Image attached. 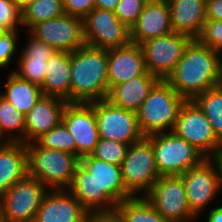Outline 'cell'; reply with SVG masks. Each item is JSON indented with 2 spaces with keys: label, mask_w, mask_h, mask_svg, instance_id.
<instances>
[{
  "label": "cell",
  "mask_w": 222,
  "mask_h": 222,
  "mask_svg": "<svg viewBox=\"0 0 222 222\" xmlns=\"http://www.w3.org/2000/svg\"><path fill=\"white\" fill-rule=\"evenodd\" d=\"M10 1L15 3L21 11L23 10V0H10Z\"/></svg>",
  "instance_id": "cell-43"
},
{
  "label": "cell",
  "mask_w": 222,
  "mask_h": 222,
  "mask_svg": "<svg viewBox=\"0 0 222 222\" xmlns=\"http://www.w3.org/2000/svg\"><path fill=\"white\" fill-rule=\"evenodd\" d=\"M214 159L216 160V162L219 166L221 185H222V147L220 148L218 153L215 155Z\"/></svg>",
  "instance_id": "cell-42"
},
{
  "label": "cell",
  "mask_w": 222,
  "mask_h": 222,
  "mask_svg": "<svg viewBox=\"0 0 222 222\" xmlns=\"http://www.w3.org/2000/svg\"><path fill=\"white\" fill-rule=\"evenodd\" d=\"M173 32L197 39L206 17V0H167Z\"/></svg>",
  "instance_id": "cell-21"
},
{
  "label": "cell",
  "mask_w": 222,
  "mask_h": 222,
  "mask_svg": "<svg viewBox=\"0 0 222 222\" xmlns=\"http://www.w3.org/2000/svg\"><path fill=\"white\" fill-rule=\"evenodd\" d=\"M67 101L56 96L43 95L25 115V144L35 142L57 126L62 119Z\"/></svg>",
  "instance_id": "cell-20"
},
{
  "label": "cell",
  "mask_w": 222,
  "mask_h": 222,
  "mask_svg": "<svg viewBox=\"0 0 222 222\" xmlns=\"http://www.w3.org/2000/svg\"><path fill=\"white\" fill-rule=\"evenodd\" d=\"M207 21L222 20V0H206Z\"/></svg>",
  "instance_id": "cell-39"
},
{
  "label": "cell",
  "mask_w": 222,
  "mask_h": 222,
  "mask_svg": "<svg viewBox=\"0 0 222 222\" xmlns=\"http://www.w3.org/2000/svg\"><path fill=\"white\" fill-rule=\"evenodd\" d=\"M3 32H4V30L2 28H0V36L2 35Z\"/></svg>",
  "instance_id": "cell-46"
},
{
  "label": "cell",
  "mask_w": 222,
  "mask_h": 222,
  "mask_svg": "<svg viewBox=\"0 0 222 222\" xmlns=\"http://www.w3.org/2000/svg\"><path fill=\"white\" fill-rule=\"evenodd\" d=\"M28 32L56 51L72 53L86 45L83 19L68 14L40 22Z\"/></svg>",
  "instance_id": "cell-15"
},
{
  "label": "cell",
  "mask_w": 222,
  "mask_h": 222,
  "mask_svg": "<svg viewBox=\"0 0 222 222\" xmlns=\"http://www.w3.org/2000/svg\"><path fill=\"white\" fill-rule=\"evenodd\" d=\"M95 8L103 10L115 11L119 0H94Z\"/></svg>",
  "instance_id": "cell-40"
},
{
  "label": "cell",
  "mask_w": 222,
  "mask_h": 222,
  "mask_svg": "<svg viewBox=\"0 0 222 222\" xmlns=\"http://www.w3.org/2000/svg\"><path fill=\"white\" fill-rule=\"evenodd\" d=\"M192 40L187 35L171 32L143 42L141 47L147 71L159 80L166 81Z\"/></svg>",
  "instance_id": "cell-13"
},
{
  "label": "cell",
  "mask_w": 222,
  "mask_h": 222,
  "mask_svg": "<svg viewBox=\"0 0 222 222\" xmlns=\"http://www.w3.org/2000/svg\"><path fill=\"white\" fill-rule=\"evenodd\" d=\"M146 138L152 143L159 176L182 175L205 159L173 131L155 133Z\"/></svg>",
  "instance_id": "cell-6"
},
{
  "label": "cell",
  "mask_w": 222,
  "mask_h": 222,
  "mask_svg": "<svg viewBox=\"0 0 222 222\" xmlns=\"http://www.w3.org/2000/svg\"><path fill=\"white\" fill-rule=\"evenodd\" d=\"M28 174L49 190L69 189L80 159L69 152L26 144Z\"/></svg>",
  "instance_id": "cell-4"
},
{
  "label": "cell",
  "mask_w": 222,
  "mask_h": 222,
  "mask_svg": "<svg viewBox=\"0 0 222 222\" xmlns=\"http://www.w3.org/2000/svg\"><path fill=\"white\" fill-rule=\"evenodd\" d=\"M95 111L100 139L134 144L142 140L137 112L127 110L102 99L89 103Z\"/></svg>",
  "instance_id": "cell-11"
},
{
  "label": "cell",
  "mask_w": 222,
  "mask_h": 222,
  "mask_svg": "<svg viewBox=\"0 0 222 222\" xmlns=\"http://www.w3.org/2000/svg\"><path fill=\"white\" fill-rule=\"evenodd\" d=\"M28 43L19 55L18 68L14 70L20 78L30 83L42 85L46 74V62L56 50L27 33Z\"/></svg>",
  "instance_id": "cell-22"
},
{
  "label": "cell",
  "mask_w": 222,
  "mask_h": 222,
  "mask_svg": "<svg viewBox=\"0 0 222 222\" xmlns=\"http://www.w3.org/2000/svg\"><path fill=\"white\" fill-rule=\"evenodd\" d=\"M0 142L25 144V115L2 96L0 98Z\"/></svg>",
  "instance_id": "cell-27"
},
{
  "label": "cell",
  "mask_w": 222,
  "mask_h": 222,
  "mask_svg": "<svg viewBox=\"0 0 222 222\" xmlns=\"http://www.w3.org/2000/svg\"><path fill=\"white\" fill-rule=\"evenodd\" d=\"M108 90L147 72L143 49L130 43L123 47L107 49Z\"/></svg>",
  "instance_id": "cell-18"
},
{
  "label": "cell",
  "mask_w": 222,
  "mask_h": 222,
  "mask_svg": "<svg viewBox=\"0 0 222 222\" xmlns=\"http://www.w3.org/2000/svg\"><path fill=\"white\" fill-rule=\"evenodd\" d=\"M68 190L88 213L114 210L118 203L133 197L124 186L120 166L92 155L80 158Z\"/></svg>",
  "instance_id": "cell-1"
},
{
  "label": "cell",
  "mask_w": 222,
  "mask_h": 222,
  "mask_svg": "<svg viewBox=\"0 0 222 222\" xmlns=\"http://www.w3.org/2000/svg\"><path fill=\"white\" fill-rule=\"evenodd\" d=\"M35 142L47 149L66 151L76 155V141L62 122L48 133L43 134Z\"/></svg>",
  "instance_id": "cell-31"
},
{
  "label": "cell",
  "mask_w": 222,
  "mask_h": 222,
  "mask_svg": "<svg viewBox=\"0 0 222 222\" xmlns=\"http://www.w3.org/2000/svg\"><path fill=\"white\" fill-rule=\"evenodd\" d=\"M61 122L76 141V156L91 155L100 140L94 108L89 103H67Z\"/></svg>",
  "instance_id": "cell-16"
},
{
  "label": "cell",
  "mask_w": 222,
  "mask_h": 222,
  "mask_svg": "<svg viewBox=\"0 0 222 222\" xmlns=\"http://www.w3.org/2000/svg\"><path fill=\"white\" fill-rule=\"evenodd\" d=\"M115 209L126 222H170L163 218L144 197H131L118 203Z\"/></svg>",
  "instance_id": "cell-28"
},
{
  "label": "cell",
  "mask_w": 222,
  "mask_h": 222,
  "mask_svg": "<svg viewBox=\"0 0 222 222\" xmlns=\"http://www.w3.org/2000/svg\"><path fill=\"white\" fill-rule=\"evenodd\" d=\"M160 80L148 71L126 82L112 86L106 100L111 104L137 112L150 91Z\"/></svg>",
  "instance_id": "cell-23"
},
{
  "label": "cell",
  "mask_w": 222,
  "mask_h": 222,
  "mask_svg": "<svg viewBox=\"0 0 222 222\" xmlns=\"http://www.w3.org/2000/svg\"><path fill=\"white\" fill-rule=\"evenodd\" d=\"M128 147L129 144L126 143L100 139L91 155L96 159L120 166L126 156Z\"/></svg>",
  "instance_id": "cell-32"
},
{
  "label": "cell",
  "mask_w": 222,
  "mask_h": 222,
  "mask_svg": "<svg viewBox=\"0 0 222 222\" xmlns=\"http://www.w3.org/2000/svg\"><path fill=\"white\" fill-rule=\"evenodd\" d=\"M173 132L205 158H214L222 147L206 115L194 101H185L182 105Z\"/></svg>",
  "instance_id": "cell-9"
},
{
  "label": "cell",
  "mask_w": 222,
  "mask_h": 222,
  "mask_svg": "<svg viewBox=\"0 0 222 222\" xmlns=\"http://www.w3.org/2000/svg\"><path fill=\"white\" fill-rule=\"evenodd\" d=\"M70 103H90L108 94L107 49L84 45L70 53Z\"/></svg>",
  "instance_id": "cell-3"
},
{
  "label": "cell",
  "mask_w": 222,
  "mask_h": 222,
  "mask_svg": "<svg viewBox=\"0 0 222 222\" xmlns=\"http://www.w3.org/2000/svg\"><path fill=\"white\" fill-rule=\"evenodd\" d=\"M207 222H222V205L209 210Z\"/></svg>",
  "instance_id": "cell-41"
},
{
  "label": "cell",
  "mask_w": 222,
  "mask_h": 222,
  "mask_svg": "<svg viewBox=\"0 0 222 222\" xmlns=\"http://www.w3.org/2000/svg\"><path fill=\"white\" fill-rule=\"evenodd\" d=\"M21 26L22 12L19 7L10 0H0V28L13 31L19 30Z\"/></svg>",
  "instance_id": "cell-34"
},
{
  "label": "cell",
  "mask_w": 222,
  "mask_h": 222,
  "mask_svg": "<svg viewBox=\"0 0 222 222\" xmlns=\"http://www.w3.org/2000/svg\"><path fill=\"white\" fill-rule=\"evenodd\" d=\"M86 45L101 49L123 47L131 43L130 29L113 11L94 8L84 19Z\"/></svg>",
  "instance_id": "cell-14"
},
{
  "label": "cell",
  "mask_w": 222,
  "mask_h": 222,
  "mask_svg": "<svg viewBox=\"0 0 222 222\" xmlns=\"http://www.w3.org/2000/svg\"><path fill=\"white\" fill-rule=\"evenodd\" d=\"M88 214L68 189L48 190L33 222H87Z\"/></svg>",
  "instance_id": "cell-17"
},
{
  "label": "cell",
  "mask_w": 222,
  "mask_h": 222,
  "mask_svg": "<svg viewBox=\"0 0 222 222\" xmlns=\"http://www.w3.org/2000/svg\"><path fill=\"white\" fill-rule=\"evenodd\" d=\"M148 0H119L114 11L117 18L129 29L136 23Z\"/></svg>",
  "instance_id": "cell-33"
},
{
  "label": "cell",
  "mask_w": 222,
  "mask_h": 222,
  "mask_svg": "<svg viewBox=\"0 0 222 222\" xmlns=\"http://www.w3.org/2000/svg\"><path fill=\"white\" fill-rule=\"evenodd\" d=\"M222 53L193 39L166 82L186 101L222 84Z\"/></svg>",
  "instance_id": "cell-2"
},
{
  "label": "cell",
  "mask_w": 222,
  "mask_h": 222,
  "mask_svg": "<svg viewBox=\"0 0 222 222\" xmlns=\"http://www.w3.org/2000/svg\"><path fill=\"white\" fill-rule=\"evenodd\" d=\"M70 53L56 51L46 62L43 95L56 96L70 103Z\"/></svg>",
  "instance_id": "cell-25"
},
{
  "label": "cell",
  "mask_w": 222,
  "mask_h": 222,
  "mask_svg": "<svg viewBox=\"0 0 222 222\" xmlns=\"http://www.w3.org/2000/svg\"><path fill=\"white\" fill-rule=\"evenodd\" d=\"M144 197L170 222L197 221L190 211L181 175L159 176Z\"/></svg>",
  "instance_id": "cell-12"
},
{
  "label": "cell",
  "mask_w": 222,
  "mask_h": 222,
  "mask_svg": "<svg viewBox=\"0 0 222 222\" xmlns=\"http://www.w3.org/2000/svg\"><path fill=\"white\" fill-rule=\"evenodd\" d=\"M181 177L190 211L198 219L201 212L221 193L219 166L214 158H205Z\"/></svg>",
  "instance_id": "cell-10"
},
{
  "label": "cell",
  "mask_w": 222,
  "mask_h": 222,
  "mask_svg": "<svg viewBox=\"0 0 222 222\" xmlns=\"http://www.w3.org/2000/svg\"><path fill=\"white\" fill-rule=\"evenodd\" d=\"M87 222H126L123 216L116 210L92 212L88 214Z\"/></svg>",
  "instance_id": "cell-38"
},
{
  "label": "cell",
  "mask_w": 222,
  "mask_h": 222,
  "mask_svg": "<svg viewBox=\"0 0 222 222\" xmlns=\"http://www.w3.org/2000/svg\"><path fill=\"white\" fill-rule=\"evenodd\" d=\"M185 99L166 81L160 80L137 111L140 131L147 137L171 132Z\"/></svg>",
  "instance_id": "cell-5"
},
{
  "label": "cell",
  "mask_w": 222,
  "mask_h": 222,
  "mask_svg": "<svg viewBox=\"0 0 222 222\" xmlns=\"http://www.w3.org/2000/svg\"><path fill=\"white\" fill-rule=\"evenodd\" d=\"M173 32L167 0H148L130 29L132 43L143 42Z\"/></svg>",
  "instance_id": "cell-19"
},
{
  "label": "cell",
  "mask_w": 222,
  "mask_h": 222,
  "mask_svg": "<svg viewBox=\"0 0 222 222\" xmlns=\"http://www.w3.org/2000/svg\"><path fill=\"white\" fill-rule=\"evenodd\" d=\"M37 0H23V9L26 8L31 3L36 2Z\"/></svg>",
  "instance_id": "cell-44"
},
{
  "label": "cell",
  "mask_w": 222,
  "mask_h": 222,
  "mask_svg": "<svg viewBox=\"0 0 222 222\" xmlns=\"http://www.w3.org/2000/svg\"><path fill=\"white\" fill-rule=\"evenodd\" d=\"M48 188L27 174L0 196L4 222H33Z\"/></svg>",
  "instance_id": "cell-8"
},
{
  "label": "cell",
  "mask_w": 222,
  "mask_h": 222,
  "mask_svg": "<svg viewBox=\"0 0 222 222\" xmlns=\"http://www.w3.org/2000/svg\"><path fill=\"white\" fill-rule=\"evenodd\" d=\"M120 168L126 190L133 197L145 196L159 178L152 143L144 137L129 145Z\"/></svg>",
  "instance_id": "cell-7"
},
{
  "label": "cell",
  "mask_w": 222,
  "mask_h": 222,
  "mask_svg": "<svg viewBox=\"0 0 222 222\" xmlns=\"http://www.w3.org/2000/svg\"><path fill=\"white\" fill-rule=\"evenodd\" d=\"M197 40L210 49L222 53V20L206 21Z\"/></svg>",
  "instance_id": "cell-35"
},
{
  "label": "cell",
  "mask_w": 222,
  "mask_h": 222,
  "mask_svg": "<svg viewBox=\"0 0 222 222\" xmlns=\"http://www.w3.org/2000/svg\"><path fill=\"white\" fill-rule=\"evenodd\" d=\"M22 27L27 32L36 24L65 14L63 0H37L22 11Z\"/></svg>",
  "instance_id": "cell-29"
},
{
  "label": "cell",
  "mask_w": 222,
  "mask_h": 222,
  "mask_svg": "<svg viewBox=\"0 0 222 222\" xmlns=\"http://www.w3.org/2000/svg\"><path fill=\"white\" fill-rule=\"evenodd\" d=\"M193 101L204 112L215 135L222 142V84L198 95Z\"/></svg>",
  "instance_id": "cell-30"
},
{
  "label": "cell",
  "mask_w": 222,
  "mask_h": 222,
  "mask_svg": "<svg viewBox=\"0 0 222 222\" xmlns=\"http://www.w3.org/2000/svg\"><path fill=\"white\" fill-rule=\"evenodd\" d=\"M7 76L3 98L22 114L26 115L43 96L41 87L20 78L12 69Z\"/></svg>",
  "instance_id": "cell-26"
},
{
  "label": "cell",
  "mask_w": 222,
  "mask_h": 222,
  "mask_svg": "<svg viewBox=\"0 0 222 222\" xmlns=\"http://www.w3.org/2000/svg\"><path fill=\"white\" fill-rule=\"evenodd\" d=\"M18 31H4L0 36V69L5 68L14 58L17 50Z\"/></svg>",
  "instance_id": "cell-36"
},
{
  "label": "cell",
  "mask_w": 222,
  "mask_h": 222,
  "mask_svg": "<svg viewBox=\"0 0 222 222\" xmlns=\"http://www.w3.org/2000/svg\"><path fill=\"white\" fill-rule=\"evenodd\" d=\"M0 222H4L3 216L1 215V210H0Z\"/></svg>",
  "instance_id": "cell-45"
},
{
  "label": "cell",
  "mask_w": 222,
  "mask_h": 222,
  "mask_svg": "<svg viewBox=\"0 0 222 222\" xmlns=\"http://www.w3.org/2000/svg\"><path fill=\"white\" fill-rule=\"evenodd\" d=\"M27 174L26 144L0 142V196Z\"/></svg>",
  "instance_id": "cell-24"
},
{
  "label": "cell",
  "mask_w": 222,
  "mask_h": 222,
  "mask_svg": "<svg viewBox=\"0 0 222 222\" xmlns=\"http://www.w3.org/2000/svg\"><path fill=\"white\" fill-rule=\"evenodd\" d=\"M65 14L84 19L94 8V0H63Z\"/></svg>",
  "instance_id": "cell-37"
}]
</instances>
